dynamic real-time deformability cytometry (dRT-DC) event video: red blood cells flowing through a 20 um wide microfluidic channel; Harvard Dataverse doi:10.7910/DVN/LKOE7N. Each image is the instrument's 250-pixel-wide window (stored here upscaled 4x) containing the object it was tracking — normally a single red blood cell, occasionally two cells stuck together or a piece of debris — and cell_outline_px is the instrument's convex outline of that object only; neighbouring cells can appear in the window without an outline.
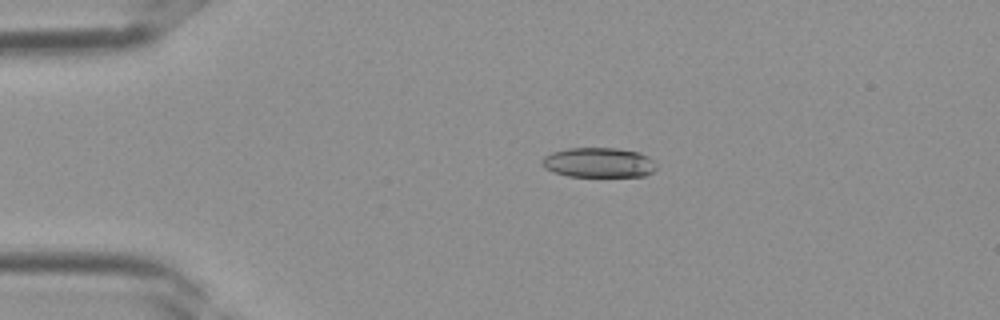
{"species": "Egyptian fruit bat (a non-hibernating species)", "species_latin": "Rousettus aegyptiacus", "temperature_condition": "room temperature", "stored_images_in_passage": 37, "camera_frame_rate_fps": 3000, "um_per_image_px": 0.085, "frame": {"image": 1, "passage_image": 8, "time_ms": 2.333, "image_size_px": [1000, 320], "cell_outline_px": [[656, 168], [652, 172], [644, 176], [568, 176], [552, 172], [544, 168], [540, 164], [540, 160], [544, 156], [552, 152], [568, 148], [616, 148], [640, 152], [648, 156], [656, 164]], "centroid_in_image_um": [50.85, 13.81], "position_along_channel_um": 34.1, "area_um2": 20.06}}
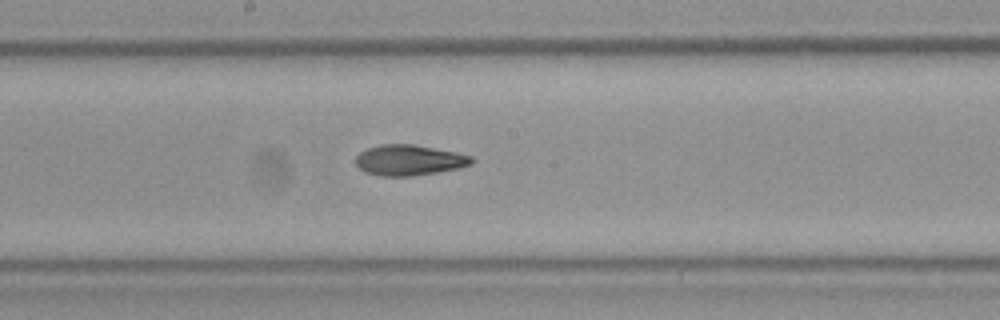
{"frame": {"image": 2, "passage_image": 20, "time_ms": 6.333, "image_size_px": [1000, 320], "cell_outline_px": [[472, 164], [460, 168], [412, 176], [380, 176], [364, 172], [356, 164], [356, 156], [360, 152], [368, 148], [380, 144], [412, 144], [456, 152], [472, 156]], "centroid_in_image_um": [34.76, 13.61], "position_along_channel_um": 213.4, "area_um2": 20.63}}
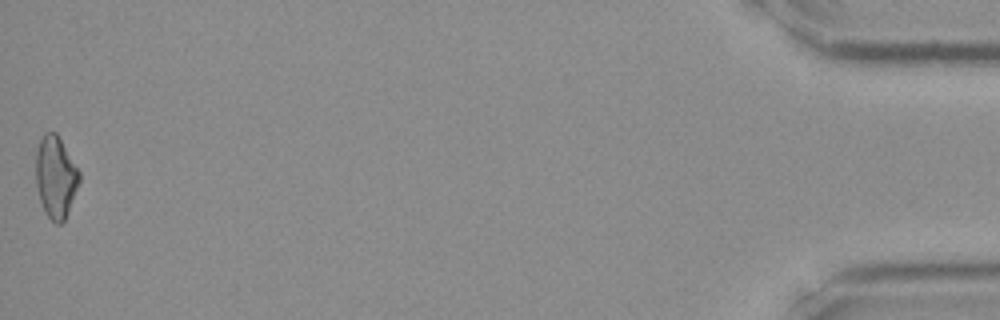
{"frame": {"image": 3, "passage_image": 37, "time_ms": 12.0, "image_size_px": [1000, 320], "cell_outline_px": [[80, 180], [64, 220], [60, 224], [56, 224], [48, 216], [40, 200], [36, 184], [36, 152], [40, 140], [44, 132], [56, 132], [80, 172]], "centroid_in_image_um": [4.72, 15.02], "position_along_channel_um": 430.5, "area_um2": 20.35}}